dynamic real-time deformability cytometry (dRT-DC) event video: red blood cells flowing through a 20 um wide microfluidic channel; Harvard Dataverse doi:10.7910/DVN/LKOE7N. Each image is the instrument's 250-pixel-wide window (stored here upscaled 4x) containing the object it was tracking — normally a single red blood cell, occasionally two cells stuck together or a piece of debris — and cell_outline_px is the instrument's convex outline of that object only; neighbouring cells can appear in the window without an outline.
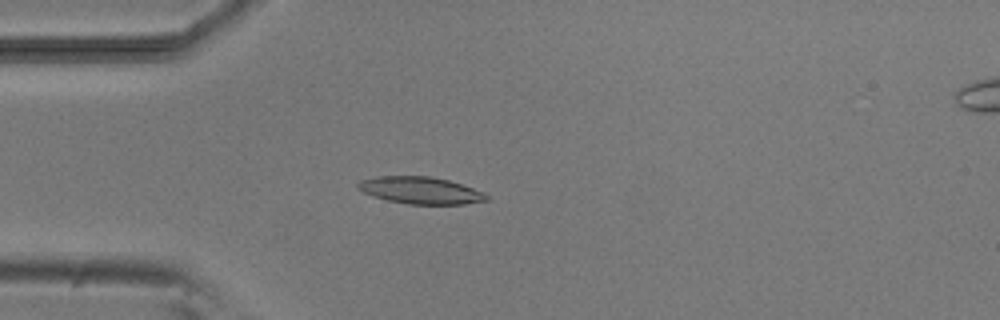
{"species": "common noctule bat (a hibernating species)", "species_latin": "Nyctalus noctula", "temperature_condition": "room temperature", "stored_images_in_passage": 5, "camera_frame_rate_fps": 3000, "um_per_image_px": 0.085, "animal": {"sex": "male", "body_mass_g": 20.5, "forearm_length_mm": 52.5}, "frame": {"image": 1, "passage_image": 5, "time_ms": 4.333, "image_size_px": [1000, 320], "cell_outline_px": [[488, 200], [464, 204], [408, 204], [388, 200], [372, 196], [356, 188], [356, 184], [360, 180], [376, 176], [428, 176], [448, 180], [484, 192], [488, 196]], "centroid_in_image_um": [35.7, 16.18], "position_along_channel_um": 49.3, "area_um2": 20.17}}